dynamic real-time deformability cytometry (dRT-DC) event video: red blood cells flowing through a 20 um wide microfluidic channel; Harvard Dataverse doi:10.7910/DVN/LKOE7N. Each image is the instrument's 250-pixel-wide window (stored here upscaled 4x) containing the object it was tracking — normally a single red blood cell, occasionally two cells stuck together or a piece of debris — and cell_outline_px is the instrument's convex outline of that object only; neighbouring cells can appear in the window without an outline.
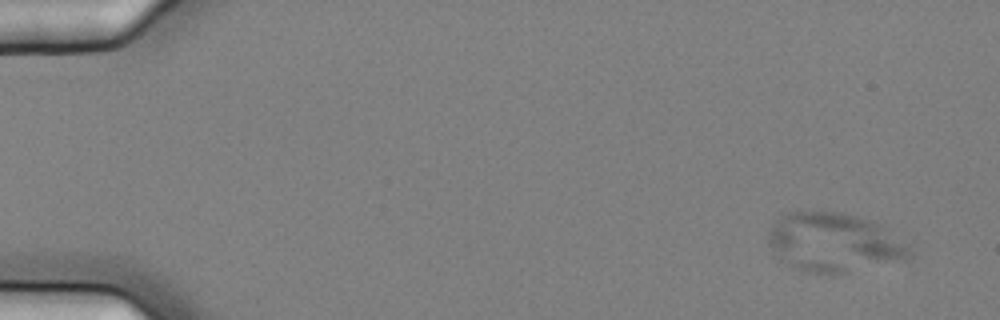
{"species": "common noctule bat (a hibernating species)", "species_latin": "Nyctalus noctula", "temperature_condition": "cold", "stored_images_in_passage": 6, "camera_frame_rate_fps": 3000, "um_per_image_px": 0.085, "animal": {"sex": "female", "body_mass_g": 25.1}, "frame": {"image": 1, "passage_image": 3, "time_ms": 0.667, "image_size_px": [1000, 320], "cell_outline_px": [[912, 256], [904, 260], [844, 272], [804, 272], [780, 260], [772, 248], [768, 240], [768, 232], [776, 220], [788, 212], [840, 212], [868, 220], [880, 224], [908, 244], [912, 252]], "centroid_in_image_um": [70.9, 20.6], "position_along_channel_um": 14.1, "area_um2": 47.8}}
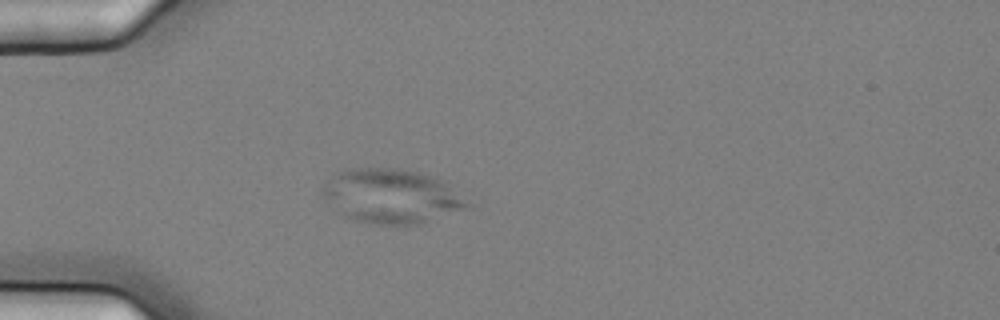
{"frame": {"image": 2, "passage_image": 6, "time_ms": 1.667, "image_size_px": [1000, 320], "cell_outline_px": [[472, 208], [420, 224], [376, 224], [352, 220], [344, 216], [320, 192], [320, 188], [336, 172], [352, 168], [400, 168], [420, 172], [440, 180], [448, 184], [472, 204]], "centroid_in_image_um": [33.31, 16.67], "position_along_channel_um": 51.7, "area_um2": 45.95}}